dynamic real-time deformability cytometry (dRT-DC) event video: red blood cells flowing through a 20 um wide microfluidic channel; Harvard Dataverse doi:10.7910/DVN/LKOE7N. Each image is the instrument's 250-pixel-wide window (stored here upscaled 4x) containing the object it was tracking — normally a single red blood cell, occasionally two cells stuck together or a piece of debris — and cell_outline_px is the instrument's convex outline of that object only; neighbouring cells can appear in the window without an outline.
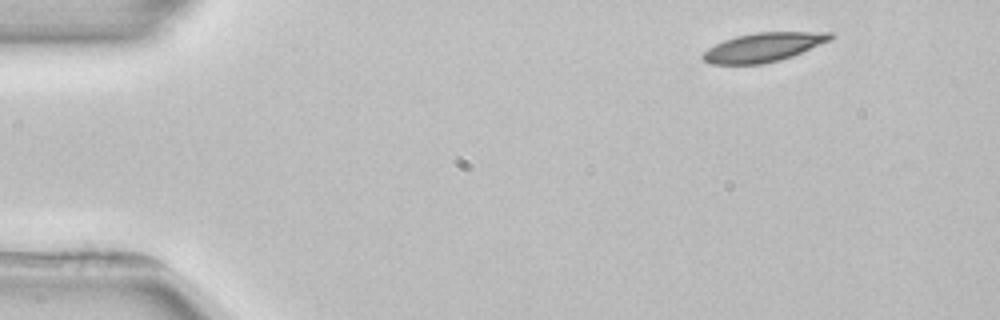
{"species": "common noctule bat (a hibernating species)", "species_latin": "Nyctalus noctula", "temperature_condition": "room temperature", "stored_images_in_passage": 3, "camera_frame_rate_fps": 3000, "um_per_image_px": 0.085, "animal": {"sex": "female", "body_mass_g": 22.7, "forearm_length_mm": 54.2}, "frame": {"image": 1, "passage_image": 1, "time_ms": 0.0, "image_size_px": [1000, 320], "cell_outline_px": [[836, 36], [832, 40], [792, 56], [780, 60], [764, 64], [708, 64], [700, 56], [708, 48], [724, 40], [736, 36], [756, 32], [832, 32]], "centroid_in_image_um": [64.91, 4.01], "position_along_channel_um": 20.1, "area_um2": 21.68}}